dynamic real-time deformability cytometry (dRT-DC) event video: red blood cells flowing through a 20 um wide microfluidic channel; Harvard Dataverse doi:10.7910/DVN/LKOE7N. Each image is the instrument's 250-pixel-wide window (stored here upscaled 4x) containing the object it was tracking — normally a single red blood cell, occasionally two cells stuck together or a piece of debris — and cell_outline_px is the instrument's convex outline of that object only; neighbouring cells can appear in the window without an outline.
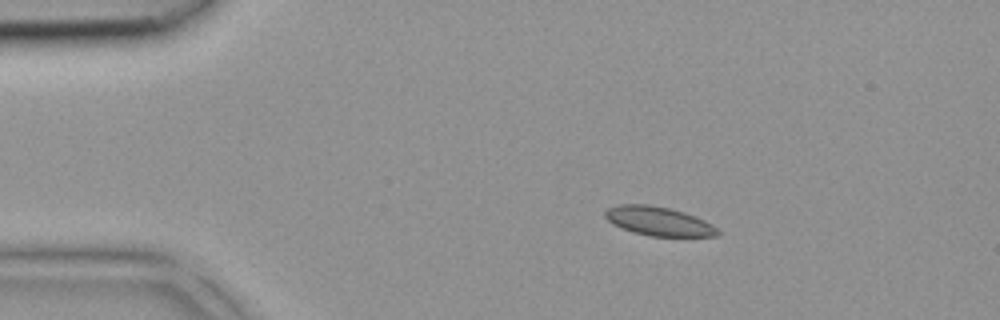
{"species": "common noctule bat (a hibernating species)", "species_latin": "Nyctalus noctula", "temperature_condition": "room temperature", "stored_images_in_passage": 40, "camera_frame_rate_fps": 3000, "um_per_image_px": 0.085, "animal": {"sex": "female", "body_mass_g": 18.4}, "frame": {"image": 1, "passage_image": 6, "time_ms": 1.667, "image_size_px": [1000, 320], "cell_outline_px": [[720, 236], [652, 236], [632, 232], [612, 224], [604, 216], [604, 212], [608, 208], [620, 204], [648, 204], [672, 208], [684, 212], [704, 220], [712, 224], [720, 232]], "centroid_in_image_um": [55.97, 18.79], "position_along_channel_um": 29.0, "area_um2": 19.07}}
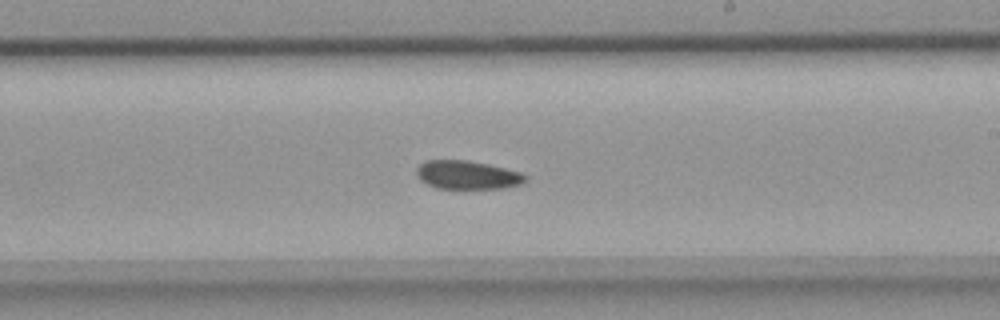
{"frame": {"image": 2, "passage_image": 23, "time_ms": 7.333, "image_size_px": [1000, 320], "cell_outline_px": [[528, 176], [520, 184], [504, 188], [436, 188], [420, 180], [416, 172], [416, 168], [420, 164], [428, 160], [468, 160], [488, 164], [520, 172]], "centroid_in_image_um": [39.7, 14.86], "position_along_channel_um": 249.3, "area_um2": 17.92}}
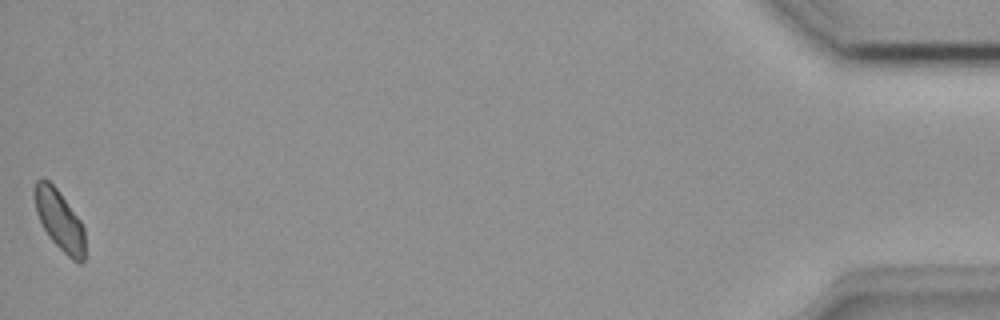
{"frame": {"image": 3, "passage_image": 40, "time_ms": 13.0, "image_size_px": [1000, 320], "cell_outline_px": [[84, 260], [80, 264], [72, 260], [48, 236], [36, 212], [32, 192], [36, 180], [48, 180], [56, 188], [80, 220], [84, 228]], "centroid_in_image_um": [5.04, 18.71], "position_along_channel_um": 430.2, "area_um2": 17.51}}